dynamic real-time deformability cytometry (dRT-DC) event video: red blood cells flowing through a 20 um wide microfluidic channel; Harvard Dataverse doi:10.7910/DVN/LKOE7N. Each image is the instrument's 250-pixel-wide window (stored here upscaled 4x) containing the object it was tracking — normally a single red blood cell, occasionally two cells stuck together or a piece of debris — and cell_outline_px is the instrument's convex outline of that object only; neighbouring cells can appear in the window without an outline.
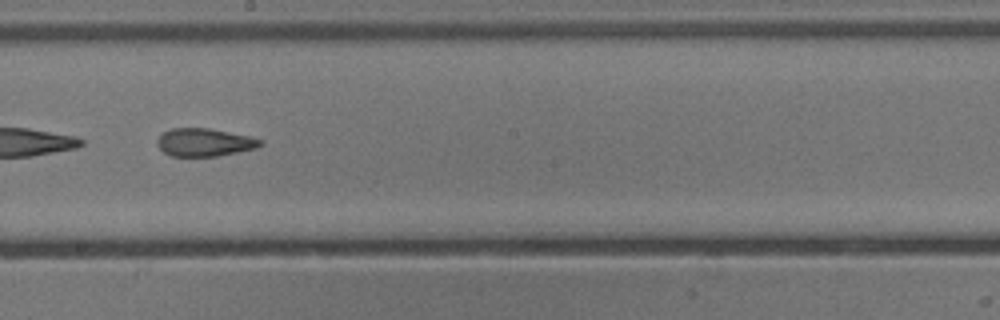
{"species": "common noctule bat (a hibernating species)", "species_latin": "Nyctalus noctula", "temperature_condition": "cold", "stored_images_in_passage": 52, "camera_frame_rate_fps": 3000, "um_per_image_px": 0.085, "animal": {"sex": "male", "body_mass_g": 13.3}, "frame": {"image": 1, "passage_image": 30, "time_ms": 9.667, "image_size_px": [1000, 320], "cell_outline_px": [[264, 144], [256, 148], [216, 156], [172, 156], [164, 152], [156, 144], [156, 140], [164, 132], [172, 128], [208, 128], [248, 136], [264, 140]], "centroid_in_image_um": [17.38, 12.1], "position_along_channel_um": 230.8, "area_um2": 16.65}, "authors_computed_cell_mechanics": {"area_um2": 19.0162, "velocity_mm_per_s": 3.8648, "shape_relaxation_time_tau1_ms": null, "shape_relaxation_time_tau2_ms": 3.6499, "deformation_change_tau1": null, "deformation_change_tau2": 0.131}}